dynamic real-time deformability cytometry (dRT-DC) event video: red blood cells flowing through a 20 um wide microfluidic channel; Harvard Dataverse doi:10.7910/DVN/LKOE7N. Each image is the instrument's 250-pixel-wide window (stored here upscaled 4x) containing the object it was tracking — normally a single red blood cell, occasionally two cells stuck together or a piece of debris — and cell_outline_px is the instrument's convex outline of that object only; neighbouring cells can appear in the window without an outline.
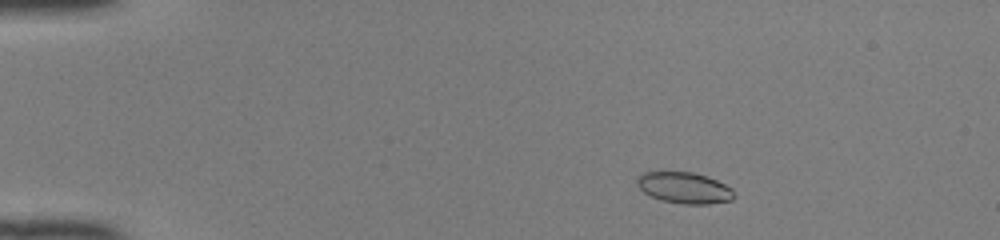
{"species": "common noctule bat (a hibernating species)", "species_latin": "Nyctalus noctula", "temperature_condition": "room temperature", "stored_images_in_passage": 46, "camera_frame_rate_fps": 3000, "um_per_image_px": 0.085, "animal": {"sex": "female", "body_mass_g": 22.0, "forearm_length_mm": 56.7}, "frame": {"image": 1, "passage_image": 5, "time_ms": 1.333, "image_size_px": [1000, 240], "cell_outline_px": [[736, 196], [732, 200], [708, 204], [684, 204], [660, 200], [644, 192], [636, 184], [636, 180], [644, 172], [660, 168], [692, 172], [708, 176], [732, 188]], "centroid_in_image_um": [58.13, 15.91], "position_along_channel_um": 26.9, "area_um2": 18.32}}
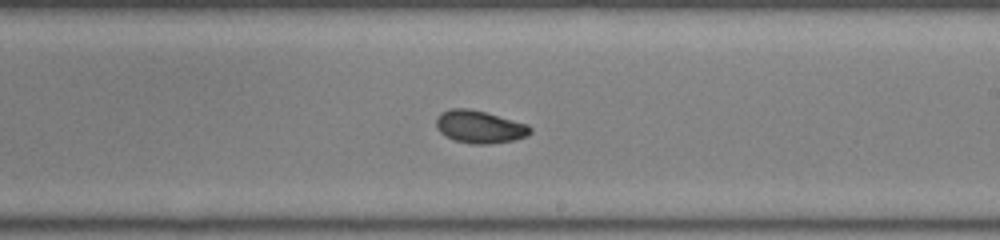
{"frame": {"image": 2, "passage_image": 27, "time_ms": 8.667, "image_size_px": [1000, 240], "cell_outline_px": [[532, 132], [528, 136], [512, 140], [488, 144], [472, 144], [456, 140], [440, 132], [436, 128], [436, 116], [440, 112], [452, 108], [468, 108], [484, 112], [528, 124], [532, 128]], "centroid_in_image_um": [40.76, 10.77], "position_along_channel_um": 248.2, "area_um2": 17.8}}
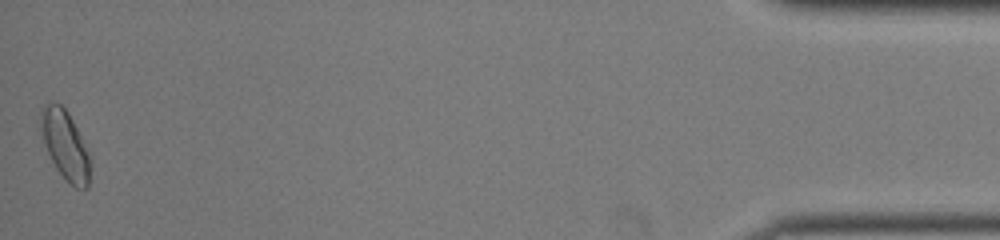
{"frame": {"image": 3, "passage_image": 46, "time_ms": 15.0, "image_size_px": [1000, 240], "cell_outline_px": [[88, 188], [76, 188], [56, 168], [48, 152], [44, 140], [40, 112], [40, 108], [44, 104], [52, 100], [60, 104], [68, 112], [88, 152]], "centroid_in_image_um": [5.51, 12.25], "position_along_channel_um": 429.7, "area_um2": 18.96}, "authors_computed_cell_mechanics": {"area_um2": 17.8602, "velocity_mm_per_s": 4.1462, "shape_relaxation_time_tau1_ms": 2.7089, "shape_relaxation_time_tau2_ms": 3.2461, "deformation_change_tau1": 0.0796, "deformation_change_tau2": 0.0751}}